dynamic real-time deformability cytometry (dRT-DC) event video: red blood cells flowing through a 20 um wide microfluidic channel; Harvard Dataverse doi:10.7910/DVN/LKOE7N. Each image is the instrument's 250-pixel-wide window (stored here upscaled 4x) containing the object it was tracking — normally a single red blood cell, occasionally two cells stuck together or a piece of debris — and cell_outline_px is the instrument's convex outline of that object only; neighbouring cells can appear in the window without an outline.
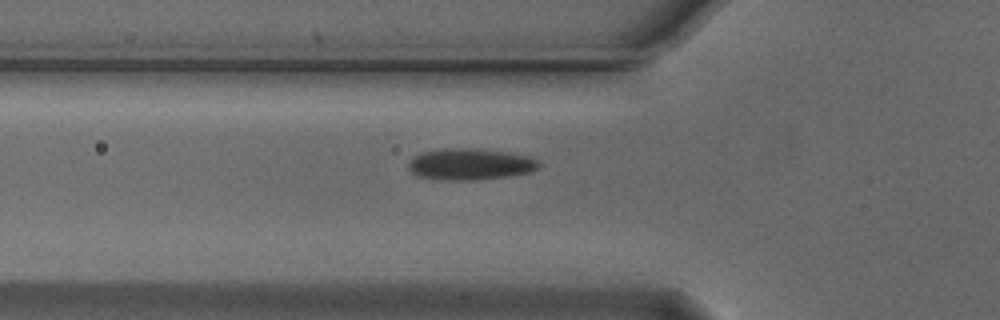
{"species": "Egyptian fruit bat (a non-hibernating species)", "species_latin": "Rousettus aegyptiacus", "temperature_condition": "cold", "stored_images_in_passage": 37, "camera_frame_rate_fps": 3000, "um_per_image_px": 0.085, "animal": {"sex": "male"}, "frame": {"image": 1, "passage_image": 6, "time_ms": 1.667, "image_size_px": [1000, 320], "cell_outline_px": [[540, 164], [532, 172], [508, 176], [476, 180], [436, 180], [416, 176], [408, 168], [408, 164], [416, 156], [424, 152], [440, 148], [476, 148], [504, 152], [528, 156], [540, 160]], "centroid_in_image_um": [39.96, 13.96], "position_along_channel_um": 85.8, "area_um2": 23.99}}
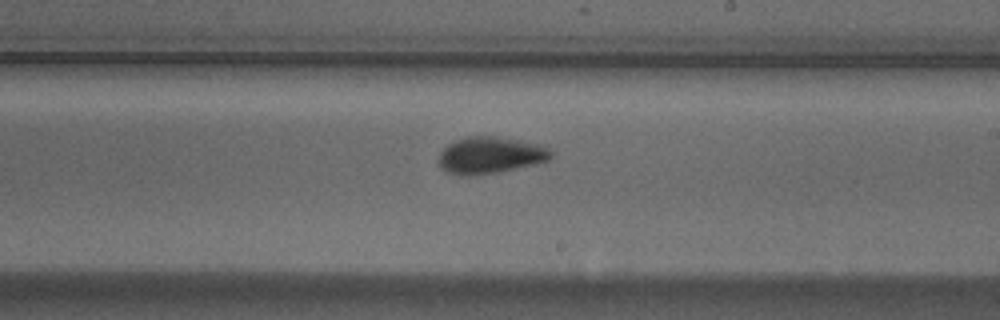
{"frame": {"image": 2, "passage_image": 19, "time_ms": 6.0, "image_size_px": [1000, 320], "cell_outline_px": [[552, 156], [548, 160], [536, 164], [496, 172], [468, 176], [460, 176], [448, 172], [440, 168], [436, 160], [440, 152], [448, 144], [456, 140], [468, 136], [492, 136], [544, 144], [552, 152]], "centroid_in_image_um": [41.65, 13.19], "position_along_channel_um": 247.4, "area_um2": 24.22}}
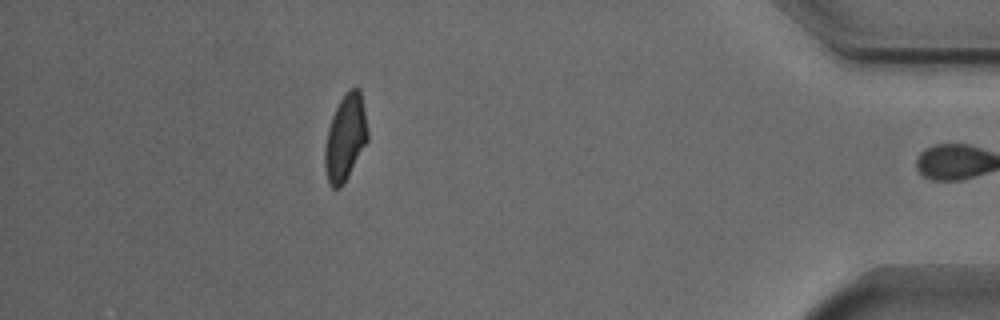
{"frame": {"image": 3, "passage_image": 36, "time_ms": 11.667, "image_size_px": [1000, 320], "cell_outline_px": [[368, 140], [344, 184], [340, 188], [332, 188], [328, 184], [324, 168], [324, 148], [328, 128], [332, 116], [340, 100], [348, 88], [360, 88], [364, 108], [368, 132]], "centroid_in_image_um": [29.34, 11.73], "position_along_channel_um": 405.9, "area_um2": 21.68}, "authors_computed_cell_mechanics": {"area_um2": 22.0796, "velocity_mm_per_s": 3.7292, "shape_relaxation_time_tau1_ms": 3.7071, "shape_relaxation_time_tau2_ms": 1.3495, "deformation_change_tau1": 0.1309, "deformation_change_tau2": 0.0781}}